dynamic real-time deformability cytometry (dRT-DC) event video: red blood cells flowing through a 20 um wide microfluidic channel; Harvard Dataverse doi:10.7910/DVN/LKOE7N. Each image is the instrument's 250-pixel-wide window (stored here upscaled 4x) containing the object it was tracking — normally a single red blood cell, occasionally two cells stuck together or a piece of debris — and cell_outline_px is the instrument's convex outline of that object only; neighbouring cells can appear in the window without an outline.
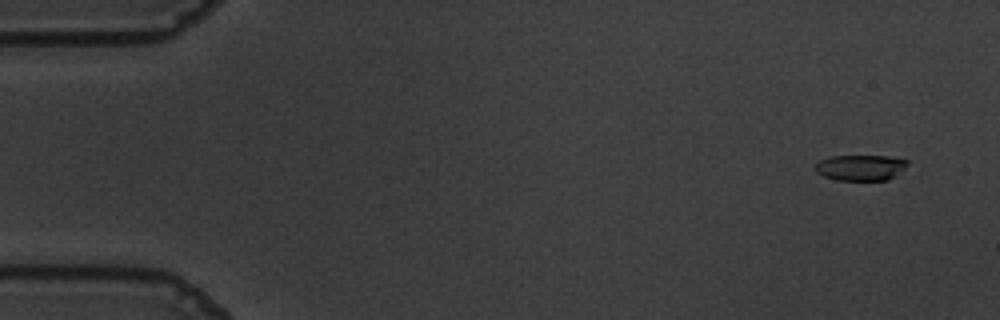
{"species": "common noctule bat (a hibernating species)", "species_latin": "Nyctalus noctula", "temperature_condition": "warm", "stored_images_in_passage": 10, "camera_frame_rate_fps": 3000, "um_per_image_px": 0.085, "animal": {"sex": "male", "body_mass_g": 19.5, "forearm_length_mm": 54.6}, "frame": {"image": 1, "passage_image": 4, "time_ms": 1.0, "image_size_px": [1000, 320], "cell_outline_px": [[908, 164], [904, 168], [888, 180], [836, 180], [824, 176], [816, 172], [816, 164], [820, 160], [832, 156], [888, 156], [908, 160]], "centroid_in_image_um": [73.15, 14.24], "position_along_channel_um": 11.9, "area_um2": 13.7}}